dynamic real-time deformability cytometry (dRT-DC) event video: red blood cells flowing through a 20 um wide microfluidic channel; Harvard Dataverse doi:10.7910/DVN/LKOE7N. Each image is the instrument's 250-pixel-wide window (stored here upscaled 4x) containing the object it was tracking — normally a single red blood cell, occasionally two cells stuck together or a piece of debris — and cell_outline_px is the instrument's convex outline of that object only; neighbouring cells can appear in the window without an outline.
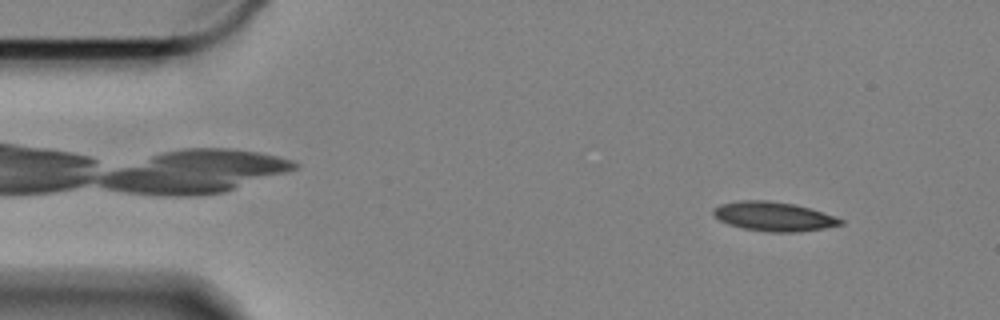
{"species": "Egyptian fruit bat (a non-hibernating species)", "species_latin": "Rousettus aegyptiacus", "temperature_condition": "cold", "stored_images_in_passage": 9, "camera_frame_rate_fps": 3000, "um_per_image_px": 0.085, "animal": {"sex": "female"}, "frame": {"image": 1, "passage_image": 5, "time_ms": 1.333, "image_size_px": [1000, 320], "cell_outline_px": [[844, 224], [824, 228], [796, 232], [768, 232], [744, 228], [728, 224], [720, 220], [712, 212], [720, 204], [740, 200], [768, 200], [792, 204], [808, 208], [844, 220]], "centroid_in_image_um": [65.75, 18.4], "position_along_channel_um": 19.2, "area_um2": 21.27}}